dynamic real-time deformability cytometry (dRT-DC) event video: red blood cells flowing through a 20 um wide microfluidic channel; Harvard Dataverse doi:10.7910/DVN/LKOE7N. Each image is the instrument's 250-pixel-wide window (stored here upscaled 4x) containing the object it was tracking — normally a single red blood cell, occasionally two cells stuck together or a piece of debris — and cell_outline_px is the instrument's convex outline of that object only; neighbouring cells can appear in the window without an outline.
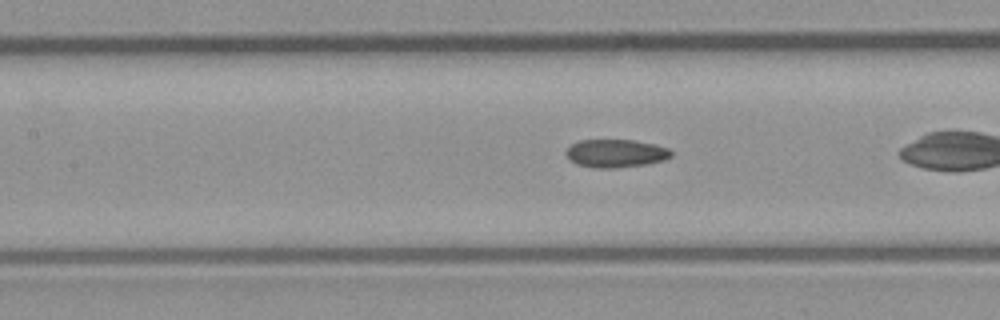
{"species": "common noctule bat (a hibernating species)", "species_latin": "Nyctalus noctula", "temperature_condition": "room temperature", "stored_images_in_passage": 31, "camera_frame_rate_fps": 3000, "um_per_image_px": 0.085, "animal": {"sex": "male", "body_mass_g": 23.1, "forearm_length_mm": 52.7}, "frame": {"image": 1, "passage_image": 14, "time_ms": 4.333, "image_size_px": [1000, 320], "cell_outline_px": [[672, 156], [664, 160], [648, 164], [616, 168], [592, 168], [576, 164], [564, 152], [572, 144], [580, 140], [632, 140], [652, 144], [668, 148], [672, 152]], "centroid_in_image_um": [52.34, 13.05], "position_along_channel_um": 155.1, "area_um2": 17.17}}